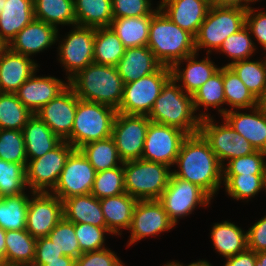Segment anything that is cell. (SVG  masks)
<instances>
[{
  "label": "cell",
  "mask_w": 266,
  "mask_h": 266,
  "mask_svg": "<svg viewBox=\"0 0 266 266\" xmlns=\"http://www.w3.org/2000/svg\"><path fill=\"white\" fill-rule=\"evenodd\" d=\"M211 199L198 185L178 178L172 173L168 186L159 201L162 203L169 219L176 226L178 219L192 214L198 205L199 207L209 206Z\"/></svg>",
  "instance_id": "cell-11"
},
{
  "label": "cell",
  "mask_w": 266,
  "mask_h": 266,
  "mask_svg": "<svg viewBox=\"0 0 266 266\" xmlns=\"http://www.w3.org/2000/svg\"><path fill=\"white\" fill-rule=\"evenodd\" d=\"M4 265L33 263L36 238L26 229L6 231Z\"/></svg>",
  "instance_id": "cell-34"
},
{
  "label": "cell",
  "mask_w": 266,
  "mask_h": 266,
  "mask_svg": "<svg viewBox=\"0 0 266 266\" xmlns=\"http://www.w3.org/2000/svg\"><path fill=\"white\" fill-rule=\"evenodd\" d=\"M210 235L214 249L225 258L235 256L247 249V232L231 222L215 223Z\"/></svg>",
  "instance_id": "cell-30"
},
{
  "label": "cell",
  "mask_w": 266,
  "mask_h": 266,
  "mask_svg": "<svg viewBox=\"0 0 266 266\" xmlns=\"http://www.w3.org/2000/svg\"><path fill=\"white\" fill-rule=\"evenodd\" d=\"M172 263L175 265V266H184L183 263H180V262H175V261H172ZM185 266H213L211 265V263H209L208 261L206 260H200L197 261V262H193V263H190L189 265H185Z\"/></svg>",
  "instance_id": "cell-59"
},
{
  "label": "cell",
  "mask_w": 266,
  "mask_h": 266,
  "mask_svg": "<svg viewBox=\"0 0 266 266\" xmlns=\"http://www.w3.org/2000/svg\"><path fill=\"white\" fill-rule=\"evenodd\" d=\"M253 0H210V4L217 7L239 8L248 10ZM250 5V6H249Z\"/></svg>",
  "instance_id": "cell-56"
},
{
  "label": "cell",
  "mask_w": 266,
  "mask_h": 266,
  "mask_svg": "<svg viewBox=\"0 0 266 266\" xmlns=\"http://www.w3.org/2000/svg\"><path fill=\"white\" fill-rule=\"evenodd\" d=\"M158 6L172 22L195 38L211 4L210 0H161Z\"/></svg>",
  "instance_id": "cell-22"
},
{
  "label": "cell",
  "mask_w": 266,
  "mask_h": 266,
  "mask_svg": "<svg viewBox=\"0 0 266 266\" xmlns=\"http://www.w3.org/2000/svg\"><path fill=\"white\" fill-rule=\"evenodd\" d=\"M266 153H254L231 159L223 166V175H266Z\"/></svg>",
  "instance_id": "cell-48"
},
{
  "label": "cell",
  "mask_w": 266,
  "mask_h": 266,
  "mask_svg": "<svg viewBox=\"0 0 266 266\" xmlns=\"http://www.w3.org/2000/svg\"><path fill=\"white\" fill-rule=\"evenodd\" d=\"M251 93L261 101L266 95V57L264 60H239L229 65Z\"/></svg>",
  "instance_id": "cell-38"
},
{
  "label": "cell",
  "mask_w": 266,
  "mask_h": 266,
  "mask_svg": "<svg viewBox=\"0 0 266 266\" xmlns=\"http://www.w3.org/2000/svg\"><path fill=\"white\" fill-rule=\"evenodd\" d=\"M152 16L113 18L110 27L125 48L147 46Z\"/></svg>",
  "instance_id": "cell-31"
},
{
  "label": "cell",
  "mask_w": 266,
  "mask_h": 266,
  "mask_svg": "<svg viewBox=\"0 0 266 266\" xmlns=\"http://www.w3.org/2000/svg\"><path fill=\"white\" fill-rule=\"evenodd\" d=\"M125 192L138 200H159L172 174L163 163L143 159L123 162Z\"/></svg>",
  "instance_id": "cell-6"
},
{
  "label": "cell",
  "mask_w": 266,
  "mask_h": 266,
  "mask_svg": "<svg viewBox=\"0 0 266 266\" xmlns=\"http://www.w3.org/2000/svg\"><path fill=\"white\" fill-rule=\"evenodd\" d=\"M136 202L137 200L126 192L100 199L106 226L112 235L119 236L122 235V229L129 230Z\"/></svg>",
  "instance_id": "cell-27"
},
{
  "label": "cell",
  "mask_w": 266,
  "mask_h": 266,
  "mask_svg": "<svg viewBox=\"0 0 266 266\" xmlns=\"http://www.w3.org/2000/svg\"><path fill=\"white\" fill-rule=\"evenodd\" d=\"M32 115L14 93L0 92V129L22 131Z\"/></svg>",
  "instance_id": "cell-41"
},
{
  "label": "cell",
  "mask_w": 266,
  "mask_h": 266,
  "mask_svg": "<svg viewBox=\"0 0 266 266\" xmlns=\"http://www.w3.org/2000/svg\"><path fill=\"white\" fill-rule=\"evenodd\" d=\"M3 0H0V13L2 12L1 6H2Z\"/></svg>",
  "instance_id": "cell-65"
},
{
  "label": "cell",
  "mask_w": 266,
  "mask_h": 266,
  "mask_svg": "<svg viewBox=\"0 0 266 266\" xmlns=\"http://www.w3.org/2000/svg\"><path fill=\"white\" fill-rule=\"evenodd\" d=\"M59 41V62L65 68L67 81L80 70L94 62L95 28L74 25L73 29Z\"/></svg>",
  "instance_id": "cell-12"
},
{
  "label": "cell",
  "mask_w": 266,
  "mask_h": 266,
  "mask_svg": "<svg viewBox=\"0 0 266 266\" xmlns=\"http://www.w3.org/2000/svg\"><path fill=\"white\" fill-rule=\"evenodd\" d=\"M64 256L77 259L81 254L80 245L75 235V223L64 217L47 236Z\"/></svg>",
  "instance_id": "cell-46"
},
{
  "label": "cell",
  "mask_w": 266,
  "mask_h": 266,
  "mask_svg": "<svg viewBox=\"0 0 266 266\" xmlns=\"http://www.w3.org/2000/svg\"><path fill=\"white\" fill-rule=\"evenodd\" d=\"M59 33L55 26L34 19L16 34L7 47L15 53L30 57L59 41Z\"/></svg>",
  "instance_id": "cell-20"
},
{
  "label": "cell",
  "mask_w": 266,
  "mask_h": 266,
  "mask_svg": "<svg viewBox=\"0 0 266 266\" xmlns=\"http://www.w3.org/2000/svg\"><path fill=\"white\" fill-rule=\"evenodd\" d=\"M74 149L67 141L62 140L42 157L27 160L25 172L29 192H51L57 185L66 160Z\"/></svg>",
  "instance_id": "cell-9"
},
{
  "label": "cell",
  "mask_w": 266,
  "mask_h": 266,
  "mask_svg": "<svg viewBox=\"0 0 266 266\" xmlns=\"http://www.w3.org/2000/svg\"><path fill=\"white\" fill-rule=\"evenodd\" d=\"M79 99L118 109L124 83L116 66L91 63L69 80Z\"/></svg>",
  "instance_id": "cell-3"
},
{
  "label": "cell",
  "mask_w": 266,
  "mask_h": 266,
  "mask_svg": "<svg viewBox=\"0 0 266 266\" xmlns=\"http://www.w3.org/2000/svg\"><path fill=\"white\" fill-rule=\"evenodd\" d=\"M26 230L34 237H47L63 218V202L51 192H31Z\"/></svg>",
  "instance_id": "cell-16"
},
{
  "label": "cell",
  "mask_w": 266,
  "mask_h": 266,
  "mask_svg": "<svg viewBox=\"0 0 266 266\" xmlns=\"http://www.w3.org/2000/svg\"><path fill=\"white\" fill-rule=\"evenodd\" d=\"M257 266H266V251L256 252Z\"/></svg>",
  "instance_id": "cell-60"
},
{
  "label": "cell",
  "mask_w": 266,
  "mask_h": 266,
  "mask_svg": "<svg viewBox=\"0 0 266 266\" xmlns=\"http://www.w3.org/2000/svg\"><path fill=\"white\" fill-rule=\"evenodd\" d=\"M22 132L27 160L42 157L62 141L36 114L29 118Z\"/></svg>",
  "instance_id": "cell-28"
},
{
  "label": "cell",
  "mask_w": 266,
  "mask_h": 266,
  "mask_svg": "<svg viewBox=\"0 0 266 266\" xmlns=\"http://www.w3.org/2000/svg\"><path fill=\"white\" fill-rule=\"evenodd\" d=\"M194 109L200 111V106L205 111L210 108H217L220 116L224 115L228 109L222 108L226 104L223 88V67L214 73L193 95ZM220 107V108H219Z\"/></svg>",
  "instance_id": "cell-39"
},
{
  "label": "cell",
  "mask_w": 266,
  "mask_h": 266,
  "mask_svg": "<svg viewBox=\"0 0 266 266\" xmlns=\"http://www.w3.org/2000/svg\"><path fill=\"white\" fill-rule=\"evenodd\" d=\"M0 13V39L8 45L10 41L34 17L33 0H3Z\"/></svg>",
  "instance_id": "cell-25"
},
{
  "label": "cell",
  "mask_w": 266,
  "mask_h": 266,
  "mask_svg": "<svg viewBox=\"0 0 266 266\" xmlns=\"http://www.w3.org/2000/svg\"><path fill=\"white\" fill-rule=\"evenodd\" d=\"M80 151L96 172L113 169L123 164L112 137L83 145Z\"/></svg>",
  "instance_id": "cell-37"
},
{
  "label": "cell",
  "mask_w": 266,
  "mask_h": 266,
  "mask_svg": "<svg viewBox=\"0 0 266 266\" xmlns=\"http://www.w3.org/2000/svg\"><path fill=\"white\" fill-rule=\"evenodd\" d=\"M125 193L123 164L113 169L96 172L91 194L98 199Z\"/></svg>",
  "instance_id": "cell-45"
},
{
  "label": "cell",
  "mask_w": 266,
  "mask_h": 266,
  "mask_svg": "<svg viewBox=\"0 0 266 266\" xmlns=\"http://www.w3.org/2000/svg\"><path fill=\"white\" fill-rule=\"evenodd\" d=\"M247 249L266 251V216L259 219L247 231Z\"/></svg>",
  "instance_id": "cell-54"
},
{
  "label": "cell",
  "mask_w": 266,
  "mask_h": 266,
  "mask_svg": "<svg viewBox=\"0 0 266 266\" xmlns=\"http://www.w3.org/2000/svg\"><path fill=\"white\" fill-rule=\"evenodd\" d=\"M111 234L107 227L88 223H75V235L82 253L105 249V234Z\"/></svg>",
  "instance_id": "cell-49"
},
{
  "label": "cell",
  "mask_w": 266,
  "mask_h": 266,
  "mask_svg": "<svg viewBox=\"0 0 266 266\" xmlns=\"http://www.w3.org/2000/svg\"><path fill=\"white\" fill-rule=\"evenodd\" d=\"M0 159L22 164L26 168L27 156L22 131L0 129Z\"/></svg>",
  "instance_id": "cell-47"
},
{
  "label": "cell",
  "mask_w": 266,
  "mask_h": 266,
  "mask_svg": "<svg viewBox=\"0 0 266 266\" xmlns=\"http://www.w3.org/2000/svg\"><path fill=\"white\" fill-rule=\"evenodd\" d=\"M96 171L80 149H74L66 160L57 185L51 191L62 201L91 193Z\"/></svg>",
  "instance_id": "cell-15"
},
{
  "label": "cell",
  "mask_w": 266,
  "mask_h": 266,
  "mask_svg": "<svg viewBox=\"0 0 266 266\" xmlns=\"http://www.w3.org/2000/svg\"><path fill=\"white\" fill-rule=\"evenodd\" d=\"M125 49L110 26L95 28L94 63L116 66Z\"/></svg>",
  "instance_id": "cell-35"
},
{
  "label": "cell",
  "mask_w": 266,
  "mask_h": 266,
  "mask_svg": "<svg viewBox=\"0 0 266 266\" xmlns=\"http://www.w3.org/2000/svg\"><path fill=\"white\" fill-rule=\"evenodd\" d=\"M6 231L0 228V265H4Z\"/></svg>",
  "instance_id": "cell-58"
},
{
  "label": "cell",
  "mask_w": 266,
  "mask_h": 266,
  "mask_svg": "<svg viewBox=\"0 0 266 266\" xmlns=\"http://www.w3.org/2000/svg\"><path fill=\"white\" fill-rule=\"evenodd\" d=\"M78 101L79 98L75 91L68 85L60 94L43 106L36 115L61 140H66L71 135Z\"/></svg>",
  "instance_id": "cell-18"
},
{
  "label": "cell",
  "mask_w": 266,
  "mask_h": 266,
  "mask_svg": "<svg viewBox=\"0 0 266 266\" xmlns=\"http://www.w3.org/2000/svg\"><path fill=\"white\" fill-rule=\"evenodd\" d=\"M34 17L56 28L76 25L74 0H33Z\"/></svg>",
  "instance_id": "cell-33"
},
{
  "label": "cell",
  "mask_w": 266,
  "mask_h": 266,
  "mask_svg": "<svg viewBox=\"0 0 266 266\" xmlns=\"http://www.w3.org/2000/svg\"><path fill=\"white\" fill-rule=\"evenodd\" d=\"M150 121L146 115L117 112L111 137L123 162L141 159Z\"/></svg>",
  "instance_id": "cell-14"
},
{
  "label": "cell",
  "mask_w": 266,
  "mask_h": 266,
  "mask_svg": "<svg viewBox=\"0 0 266 266\" xmlns=\"http://www.w3.org/2000/svg\"><path fill=\"white\" fill-rule=\"evenodd\" d=\"M216 123L211 116L201 119L199 133L209 143L222 166L231 159L256 151L250 142L237 133L225 120L221 125Z\"/></svg>",
  "instance_id": "cell-10"
},
{
  "label": "cell",
  "mask_w": 266,
  "mask_h": 266,
  "mask_svg": "<svg viewBox=\"0 0 266 266\" xmlns=\"http://www.w3.org/2000/svg\"><path fill=\"white\" fill-rule=\"evenodd\" d=\"M187 136L178 128L150 121L141 159L172 167Z\"/></svg>",
  "instance_id": "cell-13"
},
{
  "label": "cell",
  "mask_w": 266,
  "mask_h": 266,
  "mask_svg": "<svg viewBox=\"0 0 266 266\" xmlns=\"http://www.w3.org/2000/svg\"><path fill=\"white\" fill-rule=\"evenodd\" d=\"M11 51L8 47L0 56V92L14 93L39 67L34 59Z\"/></svg>",
  "instance_id": "cell-24"
},
{
  "label": "cell",
  "mask_w": 266,
  "mask_h": 266,
  "mask_svg": "<svg viewBox=\"0 0 266 266\" xmlns=\"http://www.w3.org/2000/svg\"><path fill=\"white\" fill-rule=\"evenodd\" d=\"M223 88L227 106L231 109H251L260 104V101L244 85L230 66H223Z\"/></svg>",
  "instance_id": "cell-36"
},
{
  "label": "cell",
  "mask_w": 266,
  "mask_h": 266,
  "mask_svg": "<svg viewBox=\"0 0 266 266\" xmlns=\"http://www.w3.org/2000/svg\"><path fill=\"white\" fill-rule=\"evenodd\" d=\"M163 266H175L172 262H168V263H166L165 265H163Z\"/></svg>",
  "instance_id": "cell-64"
},
{
  "label": "cell",
  "mask_w": 266,
  "mask_h": 266,
  "mask_svg": "<svg viewBox=\"0 0 266 266\" xmlns=\"http://www.w3.org/2000/svg\"><path fill=\"white\" fill-rule=\"evenodd\" d=\"M29 199L25 193L0 197V228L5 231L26 229Z\"/></svg>",
  "instance_id": "cell-40"
},
{
  "label": "cell",
  "mask_w": 266,
  "mask_h": 266,
  "mask_svg": "<svg viewBox=\"0 0 266 266\" xmlns=\"http://www.w3.org/2000/svg\"><path fill=\"white\" fill-rule=\"evenodd\" d=\"M64 256L61 251L52 243L48 237L36 239L35 258L33 263L36 266L48 264V261L60 260Z\"/></svg>",
  "instance_id": "cell-53"
},
{
  "label": "cell",
  "mask_w": 266,
  "mask_h": 266,
  "mask_svg": "<svg viewBox=\"0 0 266 266\" xmlns=\"http://www.w3.org/2000/svg\"><path fill=\"white\" fill-rule=\"evenodd\" d=\"M260 104L262 105V107H263L264 110L266 111V95H265V97L260 101Z\"/></svg>",
  "instance_id": "cell-63"
},
{
  "label": "cell",
  "mask_w": 266,
  "mask_h": 266,
  "mask_svg": "<svg viewBox=\"0 0 266 266\" xmlns=\"http://www.w3.org/2000/svg\"><path fill=\"white\" fill-rule=\"evenodd\" d=\"M75 266H124V264L114 251L105 248L82 253L75 260Z\"/></svg>",
  "instance_id": "cell-51"
},
{
  "label": "cell",
  "mask_w": 266,
  "mask_h": 266,
  "mask_svg": "<svg viewBox=\"0 0 266 266\" xmlns=\"http://www.w3.org/2000/svg\"><path fill=\"white\" fill-rule=\"evenodd\" d=\"M255 45L249 29L245 25L237 33L228 36L217 51L224 53L232 60L226 64L229 66L233 62L250 59L256 51Z\"/></svg>",
  "instance_id": "cell-43"
},
{
  "label": "cell",
  "mask_w": 266,
  "mask_h": 266,
  "mask_svg": "<svg viewBox=\"0 0 266 266\" xmlns=\"http://www.w3.org/2000/svg\"><path fill=\"white\" fill-rule=\"evenodd\" d=\"M68 85L69 81L64 82L51 75L36 76L34 73L14 94L32 114H36Z\"/></svg>",
  "instance_id": "cell-19"
},
{
  "label": "cell",
  "mask_w": 266,
  "mask_h": 266,
  "mask_svg": "<svg viewBox=\"0 0 266 266\" xmlns=\"http://www.w3.org/2000/svg\"><path fill=\"white\" fill-rule=\"evenodd\" d=\"M43 266H75V259L62 256L60 260L48 261V264Z\"/></svg>",
  "instance_id": "cell-57"
},
{
  "label": "cell",
  "mask_w": 266,
  "mask_h": 266,
  "mask_svg": "<svg viewBox=\"0 0 266 266\" xmlns=\"http://www.w3.org/2000/svg\"><path fill=\"white\" fill-rule=\"evenodd\" d=\"M25 167L0 159V197L18 196L28 190Z\"/></svg>",
  "instance_id": "cell-44"
},
{
  "label": "cell",
  "mask_w": 266,
  "mask_h": 266,
  "mask_svg": "<svg viewBox=\"0 0 266 266\" xmlns=\"http://www.w3.org/2000/svg\"><path fill=\"white\" fill-rule=\"evenodd\" d=\"M152 0H112L113 18L154 15L159 9L152 8Z\"/></svg>",
  "instance_id": "cell-50"
},
{
  "label": "cell",
  "mask_w": 266,
  "mask_h": 266,
  "mask_svg": "<svg viewBox=\"0 0 266 266\" xmlns=\"http://www.w3.org/2000/svg\"><path fill=\"white\" fill-rule=\"evenodd\" d=\"M255 11L257 10L254 7L246 11L245 25L253 35V39L256 38V41L266 51V12Z\"/></svg>",
  "instance_id": "cell-52"
},
{
  "label": "cell",
  "mask_w": 266,
  "mask_h": 266,
  "mask_svg": "<svg viewBox=\"0 0 266 266\" xmlns=\"http://www.w3.org/2000/svg\"><path fill=\"white\" fill-rule=\"evenodd\" d=\"M160 66L154 53L147 46H141L126 48L116 68L126 84L154 73Z\"/></svg>",
  "instance_id": "cell-26"
},
{
  "label": "cell",
  "mask_w": 266,
  "mask_h": 266,
  "mask_svg": "<svg viewBox=\"0 0 266 266\" xmlns=\"http://www.w3.org/2000/svg\"><path fill=\"white\" fill-rule=\"evenodd\" d=\"M172 173L198 185L212 199L223 181V166L200 133L188 135L182 142Z\"/></svg>",
  "instance_id": "cell-1"
},
{
  "label": "cell",
  "mask_w": 266,
  "mask_h": 266,
  "mask_svg": "<svg viewBox=\"0 0 266 266\" xmlns=\"http://www.w3.org/2000/svg\"><path fill=\"white\" fill-rule=\"evenodd\" d=\"M117 110L96 102L79 99L71 135L65 140L75 149L111 137Z\"/></svg>",
  "instance_id": "cell-5"
},
{
  "label": "cell",
  "mask_w": 266,
  "mask_h": 266,
  "mask_svg": "<svg viewBox=\"0 0 266 266\" xmlns=\"http://www.w3.org/2000/svg\"><path fill=\"white\" fill-rule=\"evenodd\" d=\"M223 183L228 196L237 201H248L261 190H266V175H223Z\"/></svg>",
  "instance_id": "cell-42"
},
{
  "label": "cell",
  "mask_w": 266,
  "mask_h": 266,
  "mask_svg": "<svg viewBox=\"0 0 266 266\" xmlns=\"http://www.w3.org/2000/svg\"><path fill=\"white\" fill-rule=\"evenodd\" d=\"M246 11L211 5L195 37L196 52L203 48L208 49V54H211L212 50L217 52L228 36L245 26Z\"/></svg>",
  "instance_id": "cell-7"
},
{
  "label": "cell",
  "mask_w": 266,
  "mask_h": 266,
  "mask_svg": "<svg viewBox=\"0 0 266 266\" xmlns=\"http://www.w3.org/2000/svg\"><path fill=\"white\" fill-rule=\"evenodd\" d=\"M224 266H257L256 252L246 249L235 256L225 259Z\"/></svg>",
  "instance_id": "cell-55"
},
{
  "label": "cell",
  "mask_w": 266,
  "mask_h": 266,
  "mask_svg": "<svg viewBox=\"0 0 266 266\" xmlns=\"http://www.w3.org/2000/svg\"><path fill=\"white\" fill-rule=\"evenodd\" d=\"M170 78L171 68L161 65L154 73L124 84L122 100L117 112L148 116L162 87Z\"/></svg>",
  "instance_id": "cell-8"
},
{
  "label": "cell",
  "mask_w": 266,
  "mask_h": 266,
  "mask_svg": "<svg viewBox=\"0 0 266 266\" xmlns=\"http://www.w3.org/2000/svg\"><path fill=\"white\" fill-rule=\"evenodd\" d=\"M7 48V45L0 39V56L1 53Z\"/></svg>",
  "instance_id": "cell-62"
},
{
  "label": "cell",
  "mask_w": 266,
  "mask_h": 266,
  "mask_svg": "<svg viewBox=\"0 0 266 266\" xmlns=\"http://www.w3.org/2000/svg\"><path fill=\"white\" fill-rule=\"evenodd\" d=\"M249 113L228 110L221 117L237 133L246 138L256 151L266 153V111L261 104L251 108Z\"/></svg>",
  "instance_id": "cell-21"
},
{
  "label": "cell",
  "mask_w": 266,
  "mask_h": 266,
  "mask_svg": "<svg viewBox=\"0 0 266 266\" xmlns=\"http://www.w3.org/2000/svg\"><path fill=\"white\" fill-rule=\"evenodd\" d=\"M174 226L159 200H138L129 228L130 239L127 247L143 238L156 237L162 232L173 229Z\"/></svg>",
  "instance_id": "cell-17"
},
{
  "label": "cell",
  "mask_w": 266,
  "mask_h": 266,
  "mask_svg": "<svg viewBox=\"0 0 266 266\" xmlns=\"http://www.w3.org/2000/svg\"><path fill=\"white\" fill-rule=\"evenodd\" d=\"M198 53L195 52L183 60L178 61L171 67V78L179 83V86L190 95H193L214 73H216L220 67L214 64L210 60V56L207 53V57L198 60ZM183 62H187L185 68L181 69Z\"/></svg>",
  "instance_id": "cell-23"
},
{
  "label": "cell",
  "mask_w": 266,
  "mask_h": 266,
  "mask_svg": "<svg viewBox=\"0 0 266 266\" xmlns=\"http://www.w3.org/2000/svg\"><path fill=\"white\" fill-rule=\"evenodd\" d=\"M63 217L73 223H88L107 227L100 206V199L91 193L72 196L63 201Z\"/></svg>",
  "instance_id": "cell-29"
},
{
  "label": "cell",
  "mask_w": 266,
  "mask_h": 266,
  "mask_svg": "<svg viewBox=\"0 0 266 266\" xmlns=\"http://www.w3.org/2000/svg\"><path fill=\"white\" fill-rule=\"evenodd\" d=\"M193 97L187 94L172 78L162 87L159 97L148 118L155 123L172 126L187 135L199 133L201 119L210 117L208 113L195 115Z\"/></svg>",
  "instance_id": "cell-2"
},
{
  "label": "cell",
  "mask_w": 266,
  "mask_h": 266,
  "mask_svg": "<svg viewBox=\"0 0 266 266\" xmlns=\"http://www.w3.org/2000/svg\"><path fill=\"white\" fill-rule=\"evenodd\" d=\"M147 47L162 66L170 68L196 52L195 38L172 22L160 8L151 17Z\"/></svg>",
  "instance_id": "cell-4"
},
{
  "label": "cell",
  "mask_w": 266,
  "mask_h": 266,
  "mask_svg": "<svg viewBox=\"0 0 266 266\" xmlns=\"http://www.w3.org/2000/svg\"><path fill=\"white\" fill-rule=\"evenodd\" d=\"M6 266H36L34 263H14Z\"/></svg>",
  "instance_id": "cell-61"
},
{
  "label": "cell",
  "mask_w": 266,
  "mask_h": 266,
  "mask_svg": "<svg viewBox=\"0 0 266 266\" xmlns=\"http://www.w3.org/2000/svg\"><path fill=\"white\" fill-rule=\"evenodd\" d=\"M76 25L108 27L113 20L112 0H74Z\"/></svg>",
  "instance_id": "cell-32"
}]
</instances>
